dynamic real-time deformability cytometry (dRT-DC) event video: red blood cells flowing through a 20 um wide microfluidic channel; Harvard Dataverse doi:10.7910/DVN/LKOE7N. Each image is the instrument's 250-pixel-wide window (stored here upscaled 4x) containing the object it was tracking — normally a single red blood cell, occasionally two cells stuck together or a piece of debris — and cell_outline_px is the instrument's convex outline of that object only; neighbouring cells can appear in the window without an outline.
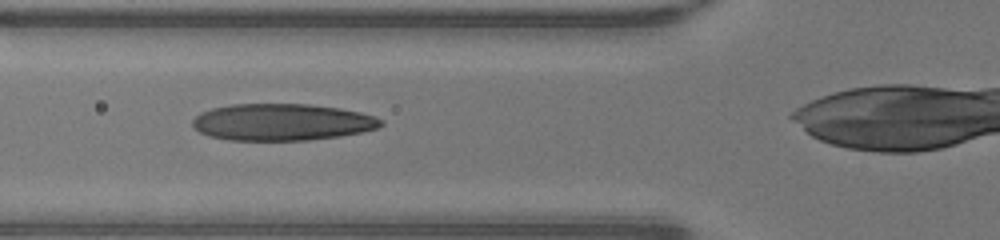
{"species": "human", "species_latin": "Homo sapiens", "temperature_condition": "warm", "stored_images_in_passage": 30, "camera_frame_rate_fps": 3000, "um_per_image_px": 0.085, "donor": {"sex": "male"}, "frame": {"image": 1, "passage_image": 9, "time_ms": 2.667, "image_size_px": [1000, 240], "cell_outline_px": [[384, 124], [380, 128], [340, 136], [308, 140], [228, 140], [208, 136], [200, 132], [192, 124], [192, 120], [200, 112], [212, 108], [232, 104], [308, 104], [340, 108], [360, 112], [376, 116], [384, 120]], "centroid_in_image_um": [24.0, 10.38], "position_along_channel_um": 101.8, "area_um2": 40.63}}
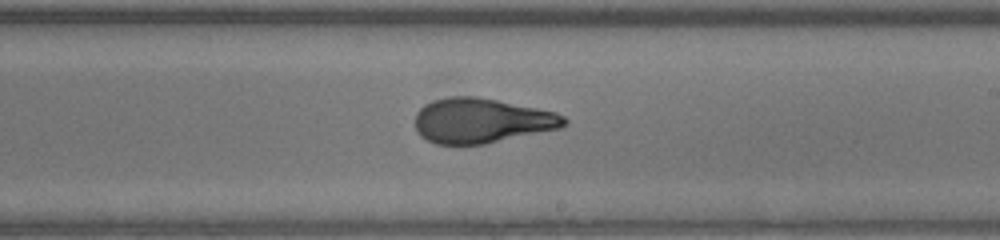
{"frame": {"image": 2, "passage_image": 19, "time_ms": 6.0, "image_size_px": [1000, 240], "cell_outline_px": [[568, 124], [560, 128], [484, 144], [436, 144], [420, 136], [416, 132], [416, 112], [424, 104], [448, 96], [476, 96], [556, 112], [564, 116], [568, 120]], "centroid_in_image_um": [40.92, 10.25], "position_along_channel_um": 248.1, "area_um2": 38.84}}
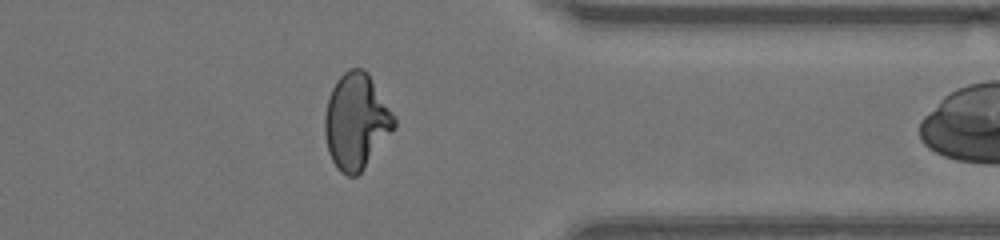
{"frame": {"image": 3, "passage_image": 29, "time_ms": 9.333, "image_size_px": [1000, 240], "cell_outline_px": [[396, 128], [364, 168], [356, 176], [348, 176], [340, 172], [336, 168], [328, 152], [324, 132], [324, 116], [328, 96], [336, 80], [348, 68], [364, 68], [368, 72], [396, 116]], "centroid_in_image_um": [30.29, 10.3], "position_along_channel_um": 381.1, "area_um2": 39.19}}